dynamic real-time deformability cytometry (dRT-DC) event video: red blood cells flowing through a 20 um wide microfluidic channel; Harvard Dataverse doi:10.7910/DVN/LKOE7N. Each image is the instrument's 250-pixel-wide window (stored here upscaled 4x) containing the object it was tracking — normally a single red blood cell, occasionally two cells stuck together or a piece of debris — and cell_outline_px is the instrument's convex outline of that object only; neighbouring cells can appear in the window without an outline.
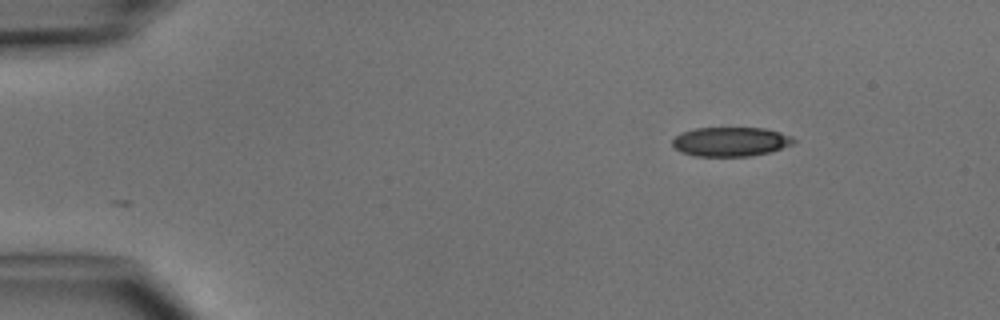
{"species": "common noctule bat (a hibernating species)", "species_latin": "Nyctalus noctula", "temperature_condition": "cold", "stored_images_in_passage": 3, "camera_frame_rate_fps": 3000, "um_per_image_px": 0.085, "animal": {"sex": "male", "body_mass_g": 15.6}, "frame": {"image": 1, "passage_image": 1, "time_ms": 0.0, "image_size_px": [1000, 320], "cell_outline_px": [[796, 140], [792, 144], [772, 152], [752, 156], [696, 156], [680, 152], [672, 144], [672, 140], [680, 132], [696, 128], [764, 128], [780, 132], [792, 136]], "centroid_in_image_um": [62.11, 12.04], "position_along_channel_um": 22.9, "area_um2": 20.81}}
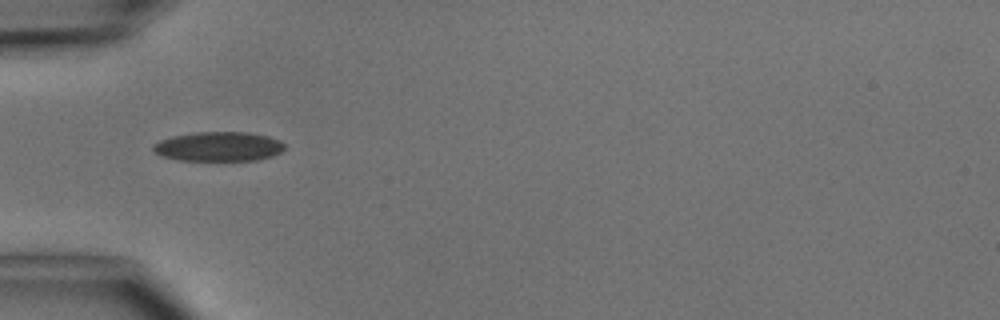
{"frame": {"image": 2, "passage_image": 3, "time_ms": 3.0, "image_size_px": [1000, 320], "cell_outline_px": [[284, 148], [280, 152], [272, 156], [256, 160], [180, 160], [160, 156], [152, 148], [152, 144], [160, 140], [172, 136], [196, 132], [248, 132], [268, 136], [280, 140], [284, 144]], "centroid_in_image_um": [18.57, 12.45], "position_along_channel_um": 66.4, "area_um2": 22.54}}